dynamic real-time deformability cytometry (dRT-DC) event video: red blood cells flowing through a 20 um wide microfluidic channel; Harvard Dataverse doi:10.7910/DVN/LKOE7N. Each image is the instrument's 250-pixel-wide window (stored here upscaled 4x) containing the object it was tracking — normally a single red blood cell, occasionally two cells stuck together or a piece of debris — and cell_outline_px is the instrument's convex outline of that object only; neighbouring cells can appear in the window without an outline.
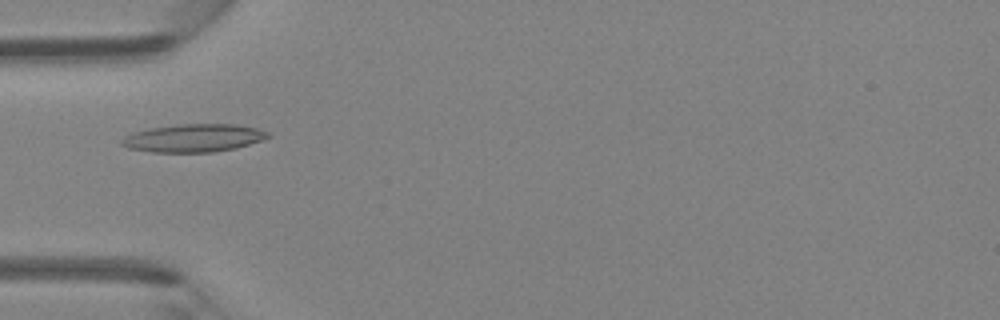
{"species": "Egyptian fruit bat (a non-hibernating species)", "species_latin": "Rousettus aegyptiacus", "temperature_condition": "room temperature", "stored_images_in_passage": 46, "camera_frame_rate_fps": 3000, "um_per_image_px": 0.085, "animal": {"sex": "female"}, "frame": {"image": 1, "passage_image": 15, "time_ms": 4.667, "image_size_px": [1000, 320], "cell_outline_px": [[272, 136], [236, 148], [212, 152], [152, 152], [128, 148], [120, 144], [120, 140], [124, 136], [132, 132], [152, 128], [180, 124], [236, 124], [256, 128], [268, 132]], "centroid_in_image_um": [16.43, 11.73], "position_along_channel_um": 68.6, "area_um2": 23.76}}
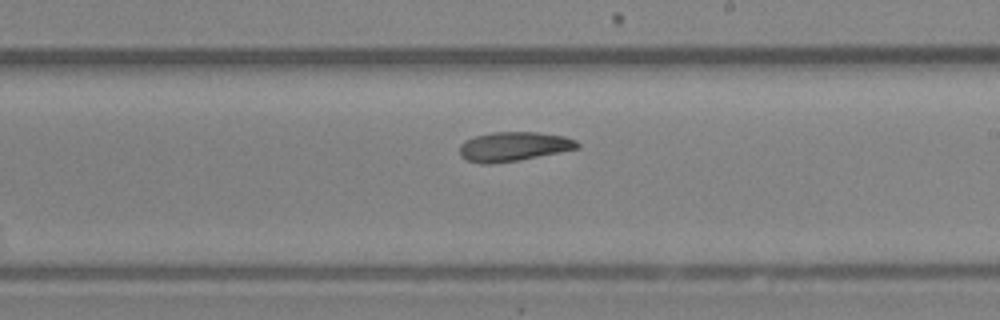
{"frame": {"image": 2, "passage_image": 27, "time_ms": 8.667, "image_size_px": [1000, 320], "cell_outline_px": [[580, 148], [520, 160], [492, 164], [480, 164], [468, 160], [460, 156], [460, 144], [464, 140], [476, 136], [492, 132], [536, 132], [564, 136], [576, 140], [580, 144]], "centroid_in_image_um": [43.66, 12.46], "position_along_channel_um": 245.3, "area_um2": 20.23}}
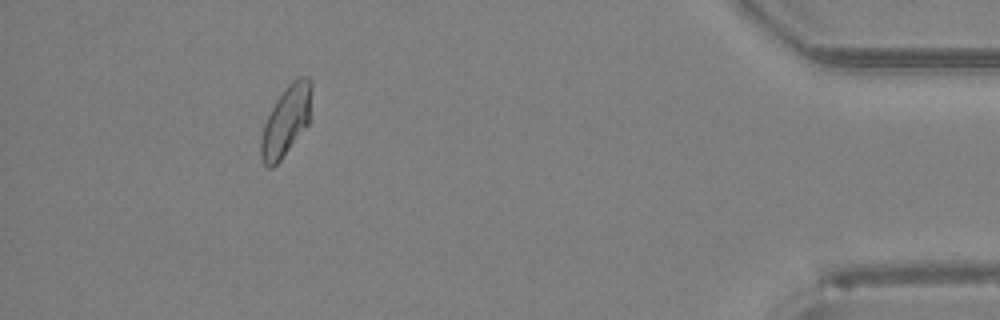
{"frame": {"image": 3, "passage_image": 42, "time_ms": 13.667, "image_size_px": [1000, 320], "cell_outline_px": [[312, 120], [280, 160], [272, 168], [268, 168], [264, 164], [260, 156], [260, 140], [264, 124], [276, 100], [288, 84], [292, 80], [300, 76], [308, 76], [312, 80]], "centroid_in_image_um": [24.37, 10.24], "position_along_channel_um": 410.8, "area_um2": 21.1}}